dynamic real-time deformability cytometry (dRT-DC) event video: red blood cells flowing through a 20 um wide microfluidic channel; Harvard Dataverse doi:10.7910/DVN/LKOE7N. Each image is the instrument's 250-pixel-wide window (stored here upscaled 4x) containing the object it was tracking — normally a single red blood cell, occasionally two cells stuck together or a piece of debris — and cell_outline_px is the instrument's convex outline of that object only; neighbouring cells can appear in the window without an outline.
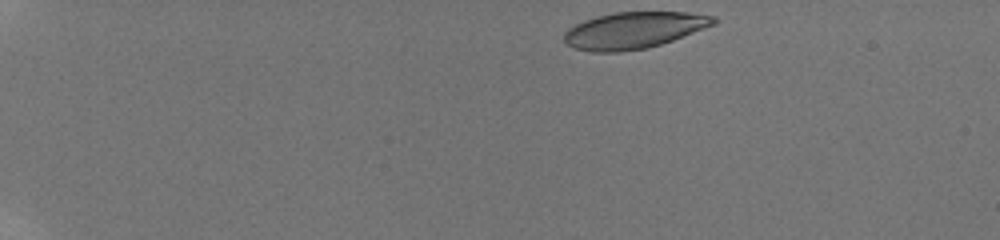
{"species": "human", "species_latin": "Homo sapiens", "temperature_condition": "room temperature", "stored_images_in_passage": 20, "camera_frame_rate_fps": 3000, "um_per_image_px": 0.085, "donor": {"sex": "male"}, "frame": {"image": 1, "passage_image": 1, "time_ms": 0.0, "image_size_px": [1000, 240], "cell_outline_px": [[720, 20], [716, 24], [672, 40], [648, 48], [620, 52], [592, 52], [572, 48], [564, 40], [564, 32], [568, 28], [584, 20], [596, 16], [616, 12], [684, 12], [716, 16]], "centroid_in_image_um": [53.88, 2.57], "position_along_channel_um": 31.1, "area_um2": 31.96}}
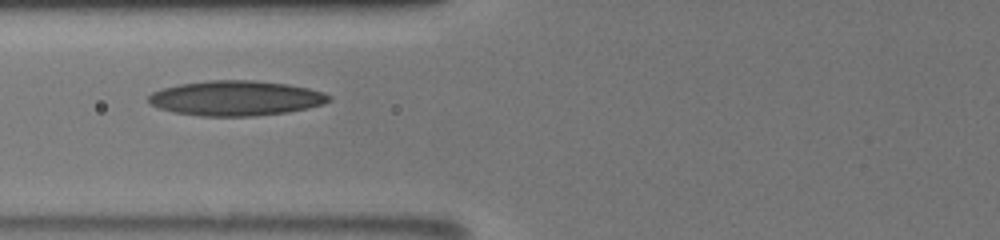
{"frame": {"image": 2, "passage_image": 9, "time_ms": 5.0, "image_size_px": [1000, 240], "cell_outline_px": [[332, 100], [324, 104], [308, 108], [288, 112], [256, 116], [200, 116], [172, 112], [160, 108], [152, 104], [148, 100], [148, 96], [152, 92], [164, 88], [180, 84], [208, 80], [252, 80], [288, 84], [308, 88], [324, 92], [332, 96]], "centroid_in_image_um": [20.09, 8.35], "position_along_channel_um": 105.7, "area_um2": 36.93}}
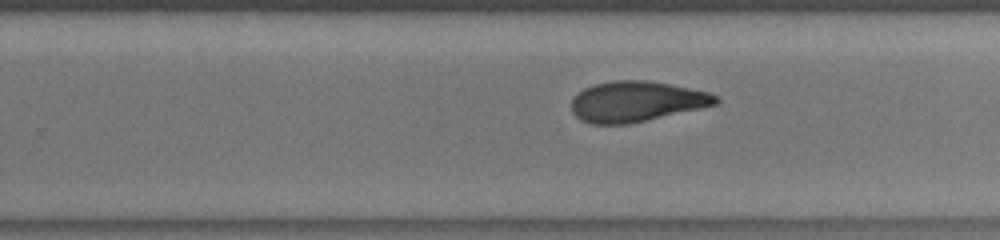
{"frame": {"image": 3, "passage_image": 18, "time_ms": 9.333, "image_size_px": [1000, 240], "cell_outline_px": [[720, 100], [716, 104], [700, 108], [628, 124], [592, 124], [580, 120], [572, 112], [572, 100], [584, 88], [592, 84], [612, 80], [648, 80], [708, 92], [720, 96]], "centroid_in_image_um": [54.08, 8.62], "position_along_channel_um": 275.7, "area_um2": 33.87}}